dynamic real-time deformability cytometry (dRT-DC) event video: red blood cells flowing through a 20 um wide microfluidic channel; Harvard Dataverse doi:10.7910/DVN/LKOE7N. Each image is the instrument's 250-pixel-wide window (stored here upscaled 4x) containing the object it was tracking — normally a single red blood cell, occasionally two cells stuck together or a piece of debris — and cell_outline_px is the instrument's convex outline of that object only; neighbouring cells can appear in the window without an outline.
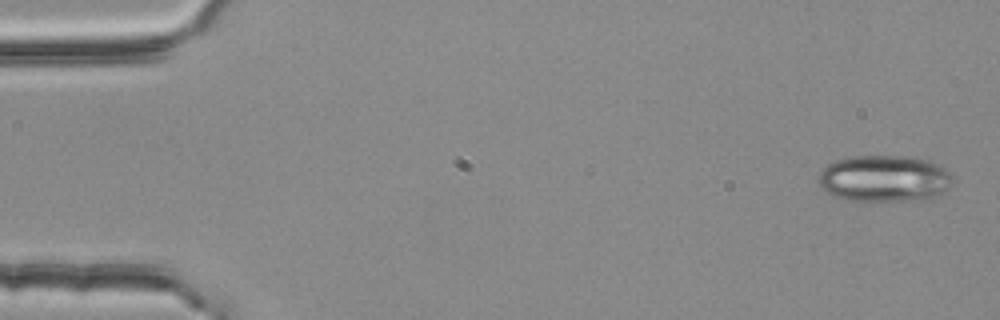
{"species": "common noctule bat (a hibernating species)", "species_latin": "Nyctalus noctula", "temperature_condition": "room temperature", "stored_images_in_passage": 3, "camera_frame_rate_fps": 3000, "um_per_image_px": 0.085, "animal": {"sex": "female", "body_mass_g": 25.1}, "frame": {"image": 1, "passage_image": 1, "time_ms": 0.0, "image_size_px": [1000, 320], "cell_outline_px": [[952, 180], [948, 188], [936, 196], [908, 200], [844, 200], [832, 196], [820, 188], [820, 172], [828, 164], [836, 160], [852, 156], [904, 156], [928, 160], [944, 168], [952, 176]], "centroid_in_image_um": [75.12, 15.17], "position_along_channel_um": 9.9, "area_um2": 36.07}}